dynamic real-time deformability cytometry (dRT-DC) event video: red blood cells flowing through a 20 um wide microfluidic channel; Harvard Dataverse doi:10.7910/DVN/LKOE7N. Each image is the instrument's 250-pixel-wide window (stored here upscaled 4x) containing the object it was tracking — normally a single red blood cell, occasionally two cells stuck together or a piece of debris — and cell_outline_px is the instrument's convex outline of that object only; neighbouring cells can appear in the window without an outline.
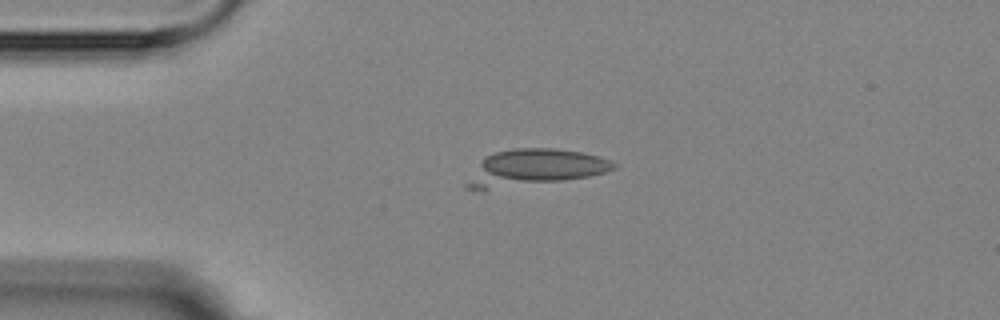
{"species": "Egyptian fruit bat (a non-hibernating species)", "species_latin": "Rousettus aegyptiacus", "temperature_condition": "room temperature", "stored_images_in_passage": 7, "camera_frame_rate_fps": 3000, "um_per_image_px": 0.085, "animal": {"sex": "female"}, "frame": {"image": 1, "passage_image": 3, "time_ms": 2.333, "image_size_px": [1000, 320], "cell_outline_px": [[620, 168], [588, 176], [484, 192], [464, 188], [464, 184], [480, 160], [484, 156], [496, 152], [512, 148], [556, 148], [580, 152], [600, 156], [612, 160]], "centroid_in_image_um": [45.36, 14.28], "position_along_channel_um": 39.6, "area_um2": 31.85}}
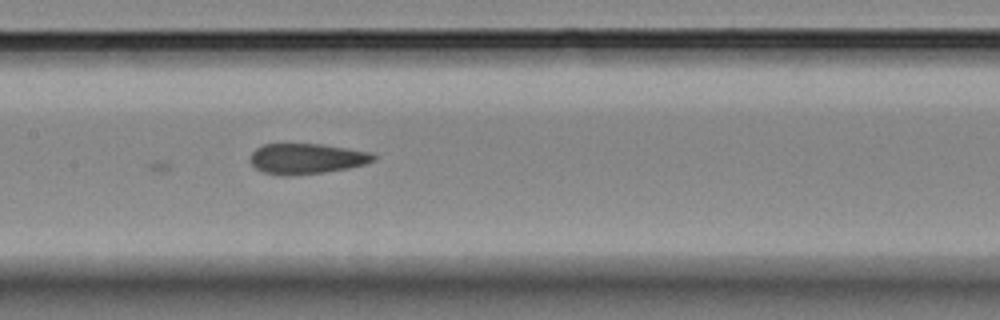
{"frame": {"image": 2, "passage_image": 7, "time_ms": 7.0, "image_size_px": [1000, 320], "cell_outline_px": [[376, 160], [364, 164], [348, 168], [324, 172], [292, 176], [280, 176], [264, 172], [256, 168], [248, 160], [252, 152], [256, 148], [264, 144], [320, 144], [372, 152], [376, 156]], "centroid_in_image_um": [26.04, 13.49], "position_along_channel_um": 181.4, "area_um2": 22.02}}